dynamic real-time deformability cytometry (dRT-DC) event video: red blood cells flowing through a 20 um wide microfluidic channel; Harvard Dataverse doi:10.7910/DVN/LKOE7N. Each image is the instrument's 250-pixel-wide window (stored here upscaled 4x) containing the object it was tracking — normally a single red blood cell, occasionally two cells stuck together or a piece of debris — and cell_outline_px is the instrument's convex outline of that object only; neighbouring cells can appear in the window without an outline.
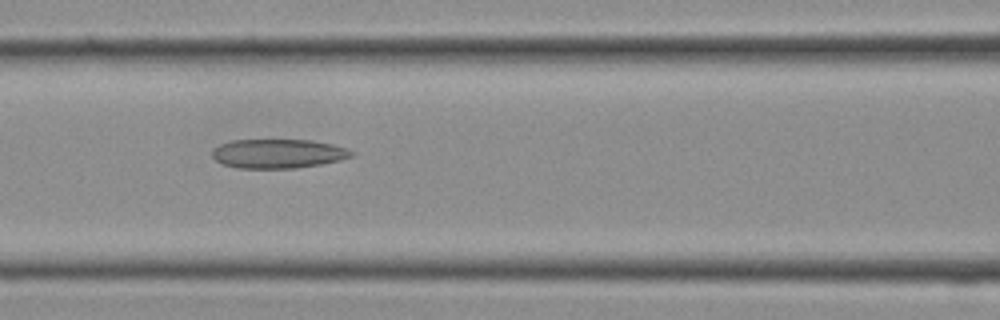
{"species": "Egyptian fruit bat (a non-hibernating species)", "species_latin": "Rousettus aegyptiacus", "temperature_condition": "cold", "stored_images_in_passage": 27, "segment_of_instrument_passage": [1, 2], "camera_frame_rate_fps": 3000, "um_per_image_px": 0.085, "frame": {"image": 1, "passage_image": 10, "time_ms": 3.0, "image_size_px": [1000, 320], "cell_outline_px": [[356, 152], [352, 156], [340, 160], [320, 164], [296, 168], [236, 168], [224, 164], [216, 160], [212, 156], [212, 152], [220, 144], [232, 140], [312, 140], [332, 144], [348, 148]], "centroid_in_image_um": [23.67, 13.05], "position_along_channel_um": 142.9, "area_um2": 23.64}}
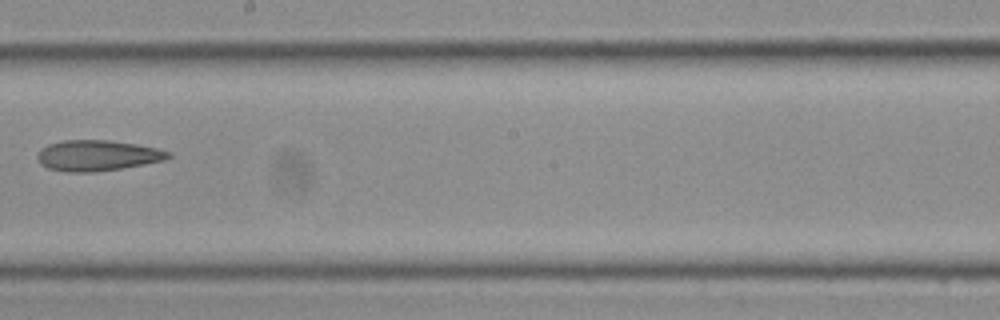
{"frame": {"image": 2, "passage_image": 14, "time_ms": 4.333, "image_size_px": [1000, 320], "cell_outline_px": [[172, 156], [168, 160], [96, 172], [68, 172], [48, 168], [40, 164], [36, 156], [40, 148], [48, 144], [64, 140], [108, 140], [136, 144], [156, 148], [172, 152]], "centroid_in_image_um": [8.28, 13.22], "position_along_channel_um": 239.9, "area_um2": 23.58}}
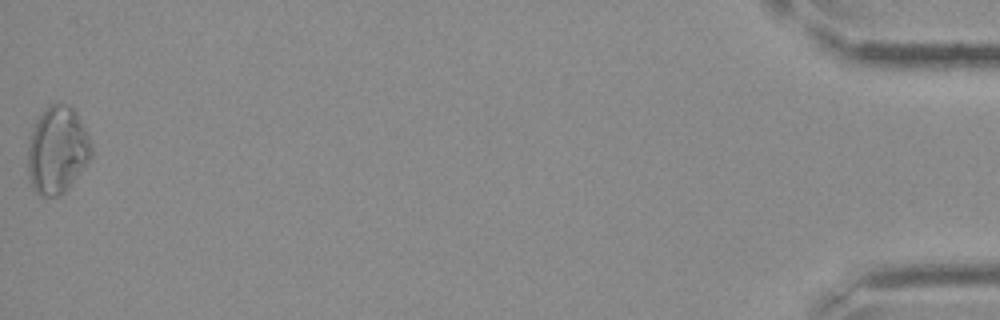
{"frame": {"image": 3, "passage_image": 26, "time_ms": 8.333, "image_size_px": [1000, 320], "cell_outline_px": [[92, 156], [64, 192], [60, 196], [40, 196], [32, 188], [28, 176], [28, 144], [36, 120], [48, 104], [64, 104], [72, 108], [76, 112], [92, 144]], "centroid_in_image_um": [4.85, 12.77], "position_along_channel_um": 430.3, "area_um2": 32.02}}